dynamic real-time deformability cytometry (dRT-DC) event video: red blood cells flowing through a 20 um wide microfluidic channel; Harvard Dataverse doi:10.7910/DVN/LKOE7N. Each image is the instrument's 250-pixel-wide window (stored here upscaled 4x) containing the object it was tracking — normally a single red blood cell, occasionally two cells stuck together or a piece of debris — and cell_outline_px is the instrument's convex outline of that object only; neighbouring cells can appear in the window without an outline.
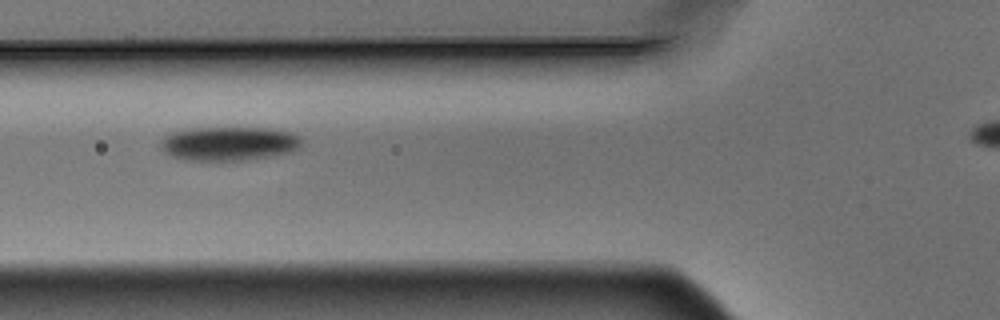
{"species": "Egyptian fruit bat (a non-hibernating species)", "species_latin": "Rousettus aegyptiacus", "temperature_condition": "warm", "stored_images_in_passage": 9, "segment_of_instrument_passage": [1, 2], "camera_frame_rate_fps": 3000, "um_per_image_px": 0.085, "animal": {"sex": "male"}, "frame": {"image": 1, "passage_image": 3, "time_ms": 0.667, "image_size_px": [1000, 320], "cell_outline_px": [[304, 140], [300, 148], [292, 152], [272, 156], [248, 160], [184, 160], [172, 156], [164, 152], [160, 148], [160, 140], [164, 132], [176, 128], [216, 124], [240, 124], [284, 128], [296, 132]], "centroid_in_image_um": [19.47, 12.08], "position_along_channel_um": 106.3, "area_um2": 31.1}}
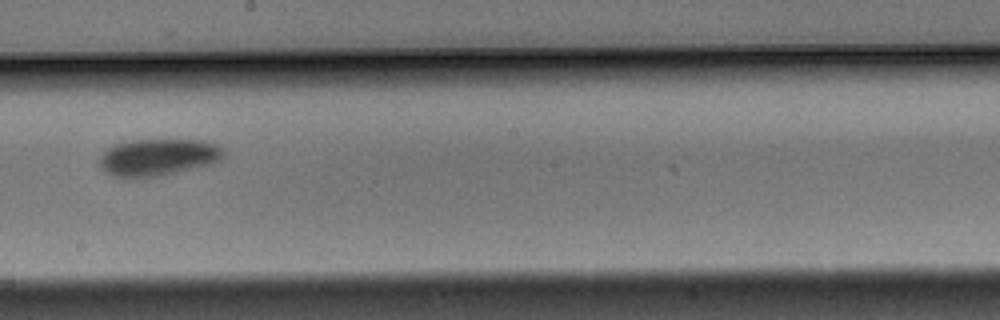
{"frame": {"image": 2, "passage_image": 6, "time_ms": 1.667, "image_size_px": [1000, 320], "cell_outline_px": [[224, 156], [220, 160], [208, 164], [164, 176], [140, 180], [124, 180], [104, 172], [100, 168], [100, 156], [112, 144], [120, 140], [164, 136], [168, 136], [208, 140], [224, 148]], "centroid_in_image_um": [13.4, 13.32], "position_along_channel_um": 234.8, "area_um2": 29.13}}
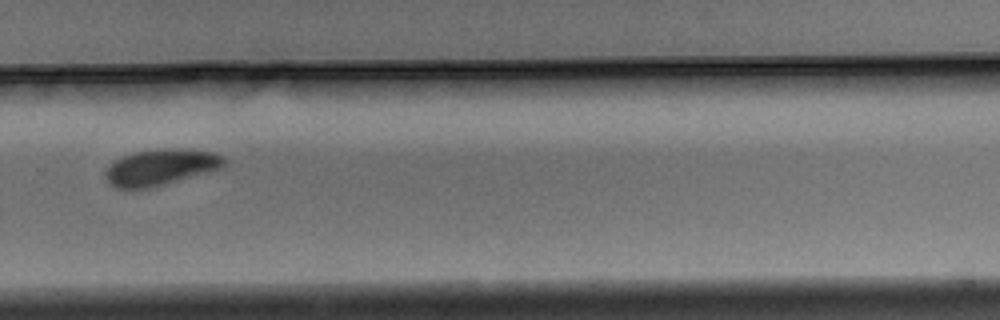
{"frame": {"image": 3, "passage_image": 8, "time_ms": 2.333, "image_size_px": [1000, 320], "cell_outline_px": [[224, 164], [220, 168], [208, 172], [164, 184], [148, 188], [112, 188], [108, 184], [104, 176], [104, 172], [112, 160], [120, 156], [132, 152], [152, 148], [196, 148], [216, 152], [224, 156]], "centroid_in_image_um": [13.61, 14.17], "position_along_channel_um": 316.2, "area_um2": 25.72}}